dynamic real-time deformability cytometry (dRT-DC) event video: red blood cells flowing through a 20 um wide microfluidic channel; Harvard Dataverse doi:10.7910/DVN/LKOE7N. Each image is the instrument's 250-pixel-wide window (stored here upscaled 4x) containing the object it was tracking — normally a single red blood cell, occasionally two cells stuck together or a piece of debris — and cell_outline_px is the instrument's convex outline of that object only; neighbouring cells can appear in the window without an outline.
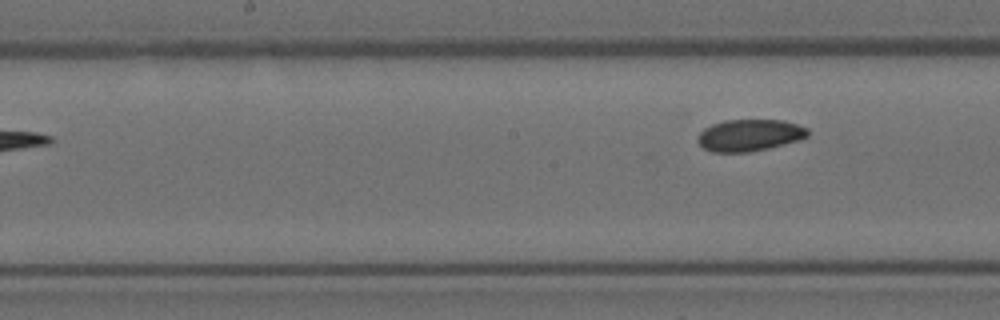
{"species": "Egyptian fruit bat (a non-hibernating species)", "species_latin": "Rousettus aegyptiacus", "temperature_condition": "room temperature", "stored_images_in_passage": 7, "camera_frame_rate_fps": 3000, "um_per_image_px": 0.085, "animal": {"sex": "female"}, "frame": {"image": 1, "passage_image": 7, "time_ms": 2.0, "image_size_px": [1000, 320], "cell_outline_px": [[808, 136], [784, 144], [768, 148], [748, 152], [712, 152], [704, 148], [696, 140], [696, 136], [704, 128], [712, 124], [724, 120], [784, 120], [808, 128]], "centroid_in_image_um": [63.67, 11.49], "position_along_channel_um": 184.5, "area_um2": 20.35}}